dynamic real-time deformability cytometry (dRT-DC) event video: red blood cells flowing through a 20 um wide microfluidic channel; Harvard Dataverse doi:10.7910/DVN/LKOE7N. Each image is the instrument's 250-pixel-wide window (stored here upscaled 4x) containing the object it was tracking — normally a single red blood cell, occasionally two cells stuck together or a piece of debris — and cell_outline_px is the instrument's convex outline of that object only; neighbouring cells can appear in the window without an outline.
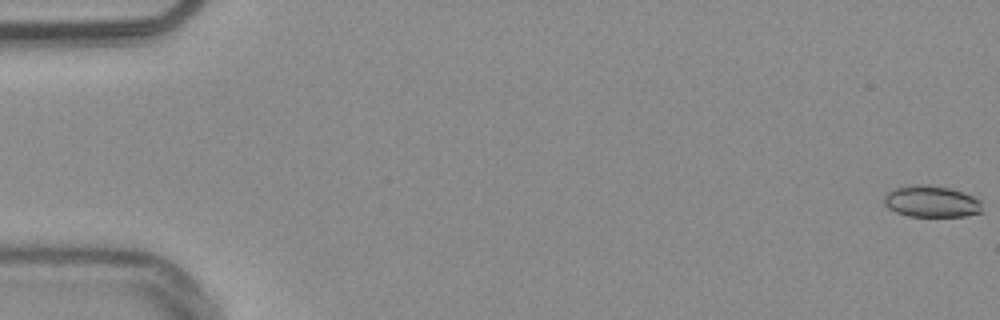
{"species": "common noctule bat (a hibernating species)", "species_latin": "Nyctalus noctula", "temperature_condition": "warm", "stored_images_in_passage": 14, "camera_frame_rate_fps": 3000, "um_per_image_px": 0.085, "animal": {"sex": "male", "body_mass_g": 20.4}, "frame": {"image": 1, "passage_image": 1, "time_ms": 0.0, "image_size_px": [1000, 320], "cell_outline_px": [[984, 212], [964, 216], [908, 216], [896, 212], [888, 208], [884, 204], [884, 196], [892, 188], [912, 184], [924, 184], [948, 188], [972, 196], [980, 200]], "centroid_in_image_um": [79.15, 17.13], "position_along_channel_um": 5.9, "area_um2": 18.09}}